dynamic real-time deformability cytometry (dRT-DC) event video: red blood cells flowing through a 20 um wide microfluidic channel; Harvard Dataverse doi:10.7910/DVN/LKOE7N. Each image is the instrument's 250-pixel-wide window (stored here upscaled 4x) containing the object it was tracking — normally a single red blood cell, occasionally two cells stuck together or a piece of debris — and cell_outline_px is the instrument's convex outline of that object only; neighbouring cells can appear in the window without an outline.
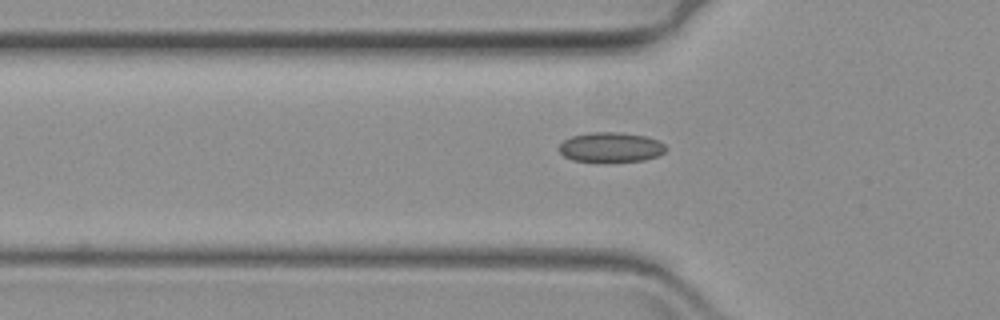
{"species": "common noctule bat (a hibernating species)", "species_latin": "Nyctalus noctula", "temperature_condition": "warm", "stored_images_in_passage": 38, "camera_frame_rate_fps": 3000, "um_per_image_px": 0.085, "animal": {"sex": "female", "body_mass_g": 19.3, "forearm_length_mm": 54.1}, "frame": {"image": 1, "passage_image": 6, "time_ms": 1.667, "image_size_px": [1000, 320], "cell_outline_px": [[668, 148], [664, 152], [656, 156], [644, 160], [604, 164], [572, 160], [564, 156], [560, 152], [560, 144], [564, 140], [572, 136], [592, 132], [620, 132], [648, 136], [664, 144]], "centroid_in_image_um": [51.92, 12.55], "position_along_channel_um": 73.9, "area_um2": 19.13}}
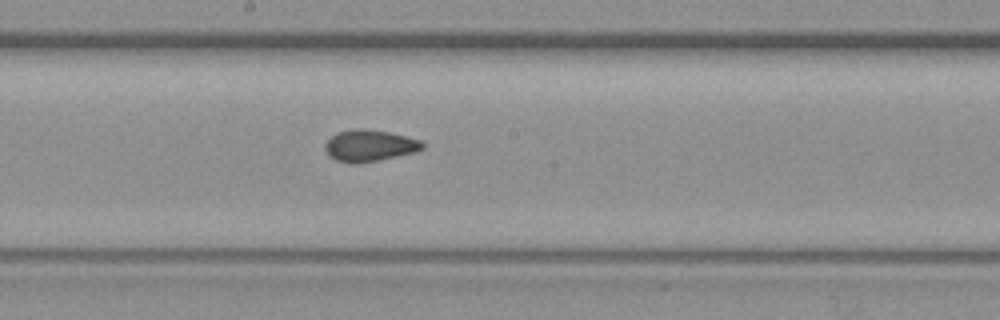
{"frame": {"image": 2, "passage_image": 19, "time_ms": 6.0, "image_size_px": [1000, 320], "cell_outline_px": [[424, 148], [416, 152], [360, 164], [352, 164], [336, 160], [328, 156], [324, 148], [324, 144], [336, 132], [356, 128], [360, 128], [388, 132], [420, 140], [424, 144]], "centroid_in_image_um": [31.37, 12.39], "position_along_channel_um": 216.8, "area_um2": 18.03}}
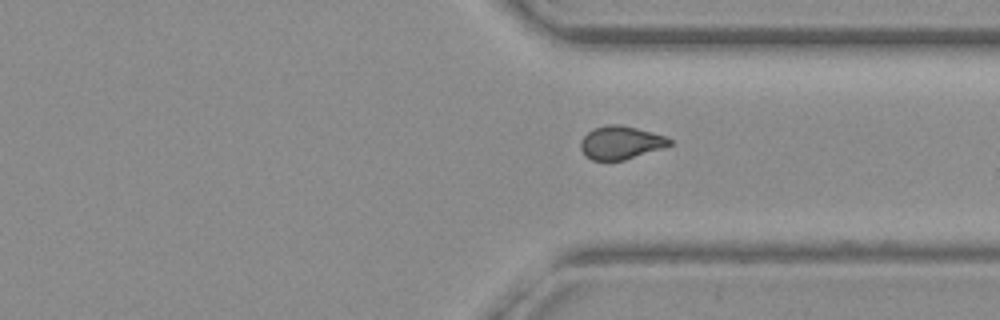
{"frame": {"image": 3, "passage_image": 32, "time_ms": 10.333, "image_size_px": [1000, 320], "cell_outline_px": [[672, 144], [664, 148], [624, 160], [592, 160], [584, 156], [580, 148], [580, 140], [588, 132], [596, 128], [608, 124], [620, 124], [668, 136], [672, 140]], "centroid_in_image_um": [52.78, 12.13], "position_along_channel_um": 358.6, "area_um2": 17.34}}